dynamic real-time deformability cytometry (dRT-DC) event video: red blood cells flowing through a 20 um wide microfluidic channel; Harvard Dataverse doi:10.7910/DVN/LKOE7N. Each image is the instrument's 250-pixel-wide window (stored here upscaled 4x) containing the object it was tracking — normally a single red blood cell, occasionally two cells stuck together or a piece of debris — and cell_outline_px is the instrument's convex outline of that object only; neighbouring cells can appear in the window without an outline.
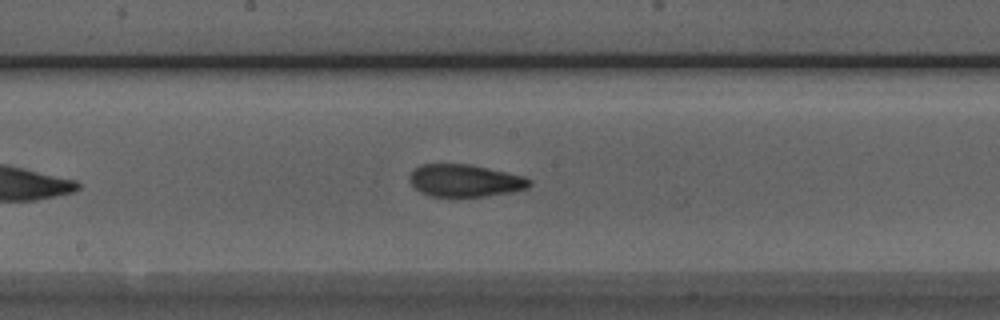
{"species": "Egyptian fruit bat (a non-hibernating species)", "species_latin": "Rousettus aegyptiacus", "temperature_condition": "room temperature", "stored_images_in_passage": 7, "camera_frame_rate_fps": 3000, "um_per_image_px": 0.085, "animal": {"sex": "male"}, "frame": {"image": 1, "passage_image": 7, "time_ms": 7.667, "image_size_px": [1000, 320], "cell_outline_px": [[532, 184], [528, 188], [512, 192], [484, 196], [428, 196], [420, 192], [408, 180], [408, 176], [420, 164], [472, 164], [524, 176], [532, 180]], "centroid_in_image_um": [39.54, 15.34], "position_along_channel_um": 208.7, "area_um2": 22.72}}